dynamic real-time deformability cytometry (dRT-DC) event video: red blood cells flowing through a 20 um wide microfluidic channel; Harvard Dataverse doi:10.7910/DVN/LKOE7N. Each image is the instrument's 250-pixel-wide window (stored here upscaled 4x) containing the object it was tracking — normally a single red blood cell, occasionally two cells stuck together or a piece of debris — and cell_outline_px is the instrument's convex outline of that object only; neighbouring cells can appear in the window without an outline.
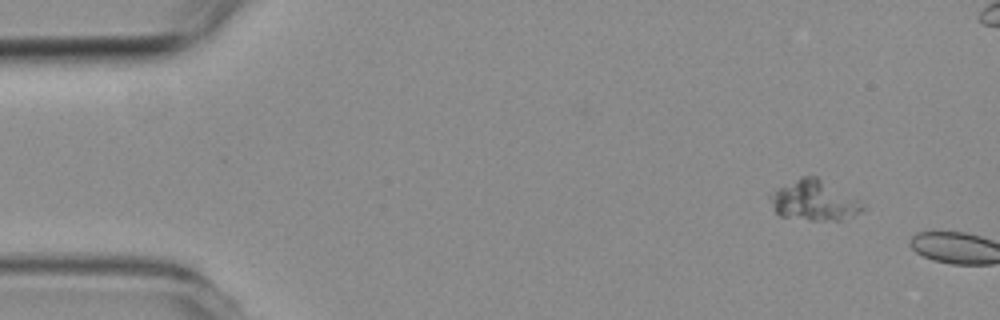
{"species": "common noctule bat (a hibernating species)", "species_latin": "Nyctalus noctula", "temperature_condition": "room temperature", "stored_images_in_passage": 2, "camera_frame_rate_fps": 3000, "um_per_image_px": 0.085, "animal": {"sex": "female", "body_mass_g": 19.3, "forearm_length_mm": 54.1}, "frame": {"image": 1, "passage_image": 1, "time_ms": 0.0, "image_size_px": [1000, 320], "cell_outline_px": [[864, 208], [860, 212], [852, 216], [840, 220], [808, 220], [780, 216], [776, 212], [768, 196], [776, 188], [800, 176], [816, 176], [860, 200]], "centroid_in_image_um": [69.17, 17.04], "position_along_channel_um": 15.8, "area_um2": 21.62}}